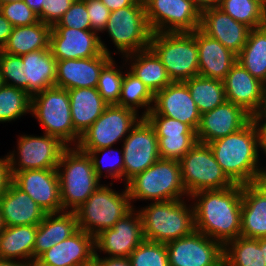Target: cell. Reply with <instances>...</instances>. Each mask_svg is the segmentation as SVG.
Segmentation results:
<instances>
[{
	"mask_svg": "<svg viewBox=\"0 0 266 266\" xmlns=\"http://www.w3.org/2000/svg\"><path fill=\"white\" fill-rule=\"evenodd\" d=\"M62 211L75 212L102 184L88 153L67 147L57 166ZM70 209V210H69Z\"/></svg>",
	"mask_w": 266,
	"mask_h": 266,
	"instance_id": "cell-4",
	"label": "cell"
},
{
	"mask_svg": "<svg viewBox=\"0 0 266 266\" xmlns=\"http://www.w3.org/2000/svg\"><path fill=\"white\" fill-rule=\"evenodd\" d=\"M112 58L101 70L97 90L108 105H117L121 95L123 71L115 67Z\"/></svg>",
	"mask_w": 266,
	"mask_h": 266,
	"instance_id": "cell-40",
	"label": "cell"
},
{
	"mask_svg": "<svg viewBox=\"0 0 266 266\" xmlns=\"http://www.w3.org/2000/svg\"><path fill=\"white\" fill-rule=\"evenodd\" d=\"M252 120L254 124L256 125L257 131H258L259 149L262 148L263 152L266 155V119H252ZM261 121L264 123H262Z\"/></svg>",
	"mask_w": 266,
	"mask_h": 266,
	"instance_id": "cell-52",
	"label": "cell"
},
{
	"mask_svg": "<svg viewBox=\"0 0 266 266\" xmlns=\"http://www.w3.org/2000/svg\"><path fill=\"white\" fill-rule=\"evenodd\" d=\"M152 33L193 32L199 29L200 10L192 0H143Z\"/></svg>",
	"mask_w": 266,
	"mask_h": 266,
	"instance_id": "cell-13",
	"label": "cell"
},
{
	"mask_svg": "<svg viewBox=\"0 0 266 266\" xmlns=\"http://www.w3.org/2000/svg\"><path fill=\"white\" fill-rule=\"evenodd\" d=\"M74 130L81 136L104 112L108 104L97 88L68 90Z\"/></svg>",
	"mask_w": 266,
	"mask_h": 266,
	"instance_id": "cell-29",
	"label": "cell"
},
{
	"mask_svg": "<svg viewBox=\"0 0 266 266\" xmlns=\"http://www.w3.org/2000/svg\"><path fill=\"white\" fill-rule=\"evenodd\" d=\"M226 101L240 106L251 117L258 109L263 82L253 77L239 62H235L223 80Z\"/></svg>",
	"mask_w": 266,
	"mask_h": 266,
	"instance_id": "cell-25",
	"label": "cell"
},
{
	"mask_svg": "<svg viewBox=\"0 0 266 266\" xmlns=\"http://www.w3.org/2000/svg\"><path fill=\"white\" fill-rule=\"evenodd\" d=\"M0 12L14 27L28 26L39 21L37 14L24 1L0 5Z\"/></svg>",
	"mask_w": 266,
	"mask_h": 266,
	"instance_id": "cell-45",
	"label": "cell"
},
{
	"mask_svg": "<svg viewBox=\"0 0 266 266\" xmlns=\"http://www.w3.org/2000/svg\"><path fill=\"white\" fill-rule=\"evenodd\" d=\"M12 182L37 203L45 213L62 212L57 169L10 172Z\"/></svg>",
	"mask_w": 266,
	"mask_h": 266,
	"instance_id": "cell-18",
	"label": "cell"
},
{
	"mask_svg": "<svg viewBox=\"0 0 266 266\" xmlns=\"http://www.w3.org/2000/svg\"><path fill=\"white\" fill-rule=\"evenodd\" d=\"M125 185L133 201L141 199L161 202L180 200L184 195L189 197L182 182L180 163L177 160L159 158Z\"/></svg>",
	"mask_w": 266,
	"mask_h": 266,
	"instance_id": "cell-6",
	"label": "cell"
},
{
	"mask_svg": "<svg viewBox=\"0 0 266 266\" xmlns=\"http://www.w3.org/2000/svg\"><path fill=\"white\" fill-rule=\"evenodd\" d=\"M26 266H40V265H38V264L35 263V262H31L30 264H27Z\"/></svg>",
	"mask_w": 266,
	"mask_h": 266,
	"instance_id": "cell-62",
	"label": "cell"
},
{
	"mask_svg": "<svg viewBox=\"0 0 266 266\" xmlns=\"http://www.w3.org/2000/svg\"><path fill=\"white\" fill-rule=\"evenodd\" d=\"M150 48L161 59L172 82L199 75L198 47L193 32L152 33Z\"/></svg>",
	"mask_w": 266,
	"mask_h": 266,
	"instance_id": "cell-7",
	"label": "cell"
},
{
	"mask_svg": "<svg viewBox=\"0 0 266 266\" xmlns=\"http://www.w3.org/2000/svg\"><path fill=\"white\" fill-rule=\"evenodd\" d=\"M133 109L108 105L95 122L81 135L77 147L80 150H96L112 147L126 138L142 118Z\"/></svg>",
	"mask_w": 266,
	"mask_h": 266,
	"instance_id": "cell-12",
	"label": "cell"
},
{
	"mask_svg": "<svg viewBox=\"0 0 266 266\" xmlns=\"http://www.w3.org/2000/svg\"><path fill=\"white\" fill-rule=\"evenodd\" d=\"M239 62L253 77L266 81V26L250 30L246 45L237 55Z\"/></svg>",
	"mask_w": 266,
	"mask_h": 266,
	"instance_id": "cell-34",
	"label": "cell"
},
{
	"mask_svg": "<svg viewBox=\"0 0 266 266\" xmlns=\"http://www.w3.org/2000/svg\"><path fill=\"white\" fill-rule=\"evenodd\" d=\"M143 240L141 217L133 208L112 228L95 236V251L108 253L109 257L128 258Z\"/></svg>",
	"mask_w": 266,
	"mask_h": 266,
	"instance_id": "cell-19",
	"label": "cell"
},
{
	"mask_svg": "<svg viewBox=\"0 0 266 266\" xmlns=\"http://www.w3.org/2000/svg\"><path fill=\"white\" fill-rule=\"evenodd\" d=\"M5 224H4V220H3V217L0 213V234L3 232V230L5 229Z\"/></svg>",
	"mask_w": 266,
	"mask_h": 266,
	"instance_id": "cell-59",
	"label": "cell"
},
{
	"mask_svg": "<svg viewBox=\"0 0 266 266\" xmlns=\"http://www.w3.org/2000/svg\"><path fill=\"white\" fill-rule=\"evenodd\" d=\"M85 3L90 19L91 30L96 33L103 32L111 11L101 0H85Z\"/></svg>",
	"mask_w": 266,
	"mask_h": 266,
	"instance_id": "cell-48",
	"label": "cell"
},
{
	"mask_svg": "<svg viewBox=\"0 0 266 266\" xmlns=\"http://www.w3.org/2000/svg\"><path fill=\"white\" fill-rule=\"evenodd\" d=\"M38 16L42 22V3L43 0H23Z\"/></svg>",
	"mask_w": 266,
	"mask_h": 266,
	"instance_id": "cell-57",
	"label": "cell"
},
{
	"mask_svg": "<svg viewBox=\"0 0 266 266\" xmlns=\"http://www.w3.org/2000/svg\"><path fill=\"white\" fill-rule=\"evenodd\" d=\"M263 5L266 6V0H259Z\"/></svg>",
	"mask_w": 266,
	"mask_h": 266,
	"instance_id": "cell-63",
	"label": "cell"
},
{
	"mask_svg": "<svg viewBox=\"0 0 266 266\" xmlns=\"http://www.w3.org/2000/svg\"><path fill=\"white\" fill-rule=\"evenodd\" d=\"M112 58L103 52L91 58L57 60L55 87L97 88L101 70Z\"/></svg>",
	"mask_w": 266,
	"mask_h": 266,
	"instance_id": "cell-24",
	"label": "cell"
},
{
	"mask_svg": "<svg viewBox=\"0 0 266 266\" xmlns=\"http://www.w3.org/2000/svg\"><path fill=\"white\" fill-rule=\"evenodd\" d=\"M106 30L123 57L150 48L152 32L147 23L143 0L112 11L103 31Z\"/></svg>",
	"mask_w": 266,
	"mask_h": 266,
	"instance_id": "cell-11",
	"label": "cell"
},
{
	"mask_svg": "<svg viewBox=\"0 0 266 266\" xmlns=\"http://www.w3.org/2000/svg\"><path fill=\"white\" fill-rule=\"evenodd\" d=\"M111 148L112 147L101 148V149H96V150H81V151L88 153V155L90 156L91 161H92V165H93V168H94V171H95V174H96V176L99 179L102 178L101 176H103L102 174L104 173L103 172V168H104L103 166L106 167V165H108V164L105 165V163H106L105 159L106 158H103V157H106V155L108 153H111V152L114 153V151H115V153L116 152L121 153V155H120L121 157L116 158V159L114 158L113 161L111 160V162L109 161L110 162L109 165L105 168V169H107L106 170V173H108L109 176H106L105 175V178L110 177L111 179H115V180H117V179L119 180L121 178L124 179V156H123V149L122 150L119 149V151H117V150H115V149L113 150ZM103 153H104V155L102 156L101 159H99L100 158L99 157V154H103Z\"/></svg>",
	"mask_w": 266,
	"mask_h": 266,
	"instance_id": "cell-43",
	"label": "cell"
},
{
	"mask_svg": "<svg viewBox=\"0 0 266 266\" xmlns=\"http://www.w3.org/2000/svg\"><path fill=\"white\" fill-rule=\"evenodd\" d=\"M218 8L251 29L265 25L266 6L259 0H222Z\"/></svg>",
	"mask_w": 266,
	"mask_h": 266,
	"instance_id": "cell-38",
	"label": "cell"
},
{
	"mask_svg": "<svg viewBox=\"0 0 266 266\" xmlns=\"http://www.w3.org/2000/svg\"><path fill=\"white\" fill-rule=\"evenodd\" d=\"M241 236L266 238V197L252 184L242 185Z\"/></svg>",
	"mask_w": 266,
	"mask_h": 266,
	"instance_id": "cell-30",
	"label": "cell"
},
{
	"mask_svg": "<svg viewBox=\"0 0 266 266\" xmlns=\"http://www.w3.org/2000/svg\"><path fill=\"white\" fill-rule=\"evenodd\" d=\"M13 27L14 26L0 12V49L7 43Z\"/></svg>",
	"mask_w": 266,
	"mask_h": 266,
	"instance_id": "cell-51",
	"label": "cell"
},
{
	"mask_svg": "<svg viewBox=\"0 0 266 266\" xmlns=\"http://www.w3.org/2000/svg\"><path fill=\"white\" fill-rule=\"evenodd\" d=\"M125 184L136 174L145 171L159 158L158 139L153 126L145 117L123 139Z\"/></svg>",
	"mask_w": 266,
	"mask_h": 266,
	"instance_id": "cell-16",
	"label": "cell"
},
{
	"mask_svg": "<svg viewBox=\"0 0 266 266\" xmlns=\"http://www.w3.org/2000/svg\"><path fill=\"white\" fill-rule=\"evenodd\" d=\"M15 1H23V0H0V5L15 2Z\"/></svg>",
	"mask_w": 266,
	"mask_h": 266,
	"instance_id": "cell-61",
	"label": "cell"
},
{
	"mask_svg": "<svg viewBox=\"0 0 266 266\" xmlns=\"http://www.w3.org/2000/svg\"><path fill=\"white\" fill-rule=\"evenodd\" d=\"M95 252V237L78 229L42 253L35 263L40 266H93Z\"/></svg>",
	"mask_w": 266,
	"mask_h": 266,
	"instance_id": "cell-20",
	"label": "cell"
},
{
	"mask_svg": "<svg viewBox=\"0 0 266 266\" xmlns=\"http://www.w3.org/2000/svg\"><path fill=\"white\" fill-rule=\"evenodd\" d=\"M166 246L169 266H224L223 245L196 230Z\"/></svg>",
	"mask_w": 266,
	"mask_h": 266,
	"instance_id": "cell-15",
	"label": "cell"
},
{
	"mask_svg": "<svg viewBox=\"0 0 266 266\" xmlns=\"http://www.w3.org/2000/svg\"><path fill=\"white\" fill-rule=\"evenodd\" d=\"M108 186L100 185L75 211L78 229L94 237L101 231L112 228L134 208L126 186L122 193Z\"/></svg>",
	"mask_w": 266,
	"mask_h": 266,
	"instance_id": "cell-8",
	"label": "cell"
},
{
	"mask_svg": "<svg viewBox=\"0 0 266 266\" xmlns=\"http://www.w3.org/2000/svg\"><path fill=\"white\" fill-rule=\"evenodd\" d=\"M194 5L201 11L208 8L219 7L222 0H192Z\"/></svg>",
	"mask_w": 266,
	"mask_h": 266,
	"instance_id": "cell-56",
	"label": "cell"
},
{
	"mask_svg": "<svg viewBox=\"0 0 266 266\" xmlns=\"http://www.w3.org/2000/svg\"><path fill=\"white\" fill-rule=\"evenodd\" d=\"M2 85H3V81H2V77L0 75V88H1Z\"/></svg>",
	"mask_w": 266,
	"mask_h": 266,
	"instance_id": "cell-64",
	"label": "cell"
},
{
	"mask_svg": "<svg viewBox=\"0 0 266 266\" xmlns=\"http://www.w3.org/2000/svg\"><path fill=\"white\" fill-rule=\"evenodd\" d=\"M37 227L38 225L5 227L0 234V259L18 258L25 265L33 262Z\"/></svg>",
	"mask_w": 266,
	"mask_h": 266,
	"instance_id": "cell-32",
	"label": "cell"
},
{
	"mask_svg": "<svg viewBox=\"0 0 266 266\" xmlns=\"http://www.w3.org/2000/svg\"><path fill=\"white\" fill-rule=\"evenodd\" d=\"M53 27H67L78 30H91L85 0H75L71 7Z\"/></svg>",
	"mask_w": 266,
	"mask_h": 266,
	"instance_id": "cell-46",
	"label": "cell"
},
{
	"mask_svg": "<svg viewBox=\"0 0 266 266\" xmlns=\"http://www.w3.org/2000/svg\"><path fill=\"white\" fill-rule=\"evenodd\" d=\"M31 112V96L24 90L3 84L0 88V122L16 120Z\"/></svg>",
	"mask_w": 266,
	"mask_h": 266,
	"instance_id": "cell-39",
	"label": "cell"
},
{
	"mask_svg": "<svg viewBox=\"0 0 266 266\" xmlns=\"http://www.w3.org/2000/svg\"><path fill=\"white\" fill-rule=\"evenodd\" d=\"M125 58L131 60L129 71L139 78L153 94L172 82L161 59L151 48L127 54Z\"/></svg>",
	"mask_w": 266,
	"mask_h": 266,
	"instance_id": "cell-31",
	"label": "cell"
},
{
	"mask_svg": "<svg viewBox=\"0 0 266 266\" xmlns=\"http://www.w3.org/2000/svg\"><path fill=\"white\" fill-rule=\"evenodd\" d=\"M128 258L131 266H169L166 244L145 239Z\"/></svg>",
	"mask_w": 266,
	"mask_h": 266,
	"instance_id": "cell-41",
	"label": "cell"
},
{
	"mask_svg": "<svg viewBox=\"0 0 266 266\" xmlns=\"http://www.w3.org/2000/svg\"><path fill=\"white\" fill-rule=\"evenodd\" d=\"M78 230L75 212L62 211L46 213L38 224L35 245L33 248V262L55 244L69 238Z\"/></svg>",
	"mask_w": 266,
	"mask_h": 266,
	"instance_id": "cell-28",
	"label": "cell"
},
{
	"mask_svg": "<svg viewBox=\"0 0 266 266\" xmlns=\"http://www.w3.org/2000/svg\"><path fill=\"white\" fill-rule=\"evenodd\" d=\"M152 110L162 116L177 119L197 131L201 114L185 82H171L154 94Z\"/></svg>",
	"mask_w": 266,
	"mask_h": 266,
	"instance_id": "cell-21",
	"label": "cell"
},
{
	"mask_svg": "<svg viewBox=\"0 0 266 266\" xmlns=\"http://www.w3.org/2000/svg\"><path fill=\"white\" fill-rule=\"evenodd\" d=\"M12 181L10 173L8 154L4 158H0V198L6 192L9 183Z\"/></svg>",
	"mask_w": 266,
	"mask_h": 266,
	"instance_id": "cell-49",
	"label": "cell"
},
{
	"mask_svg": "<svg viewBox=\"0 0 266 266\" xmlns=\"http://www.w3.org/2000/svg\"><path fill=\"white\" fill-rule=\"evenodd\" d=\"M199 75L223 81L237 60V55L200 29L195 30Z\"/></svg>",
	"mask_w": 266,
	"mask_h": 266,
	"instance_id": "cell-26",
	"label": "cell"
},
{
	"mask_svg": "<svg viewBox=\"0 0 266 266\" xmlns=\"http://www.w3.org/2000/svg\"><path fill=\"white\" fill-rule=\"evenodd\" d=\"M208 145L222 171L234 184H252L262 169L259 168L258 131L252 119L239 131Z\"/></svg>",
	"mask_w": 266,
	"mask_h": 266,
	"instance_id": "cell-2",
	"label": "cell"
},
{
	"mask_svg": "<svg viewBox=\"0 0 266 266\" xmlns=\"http://www.w3.org/2000/svg\"><path fill=\"white\" fill-rule=\"evenodd\" d=\"M51 29L50 25L40 20L32 25L13 27L7 43L1 50L22 56L33 51L49 49Z\"/></svg>",
	"mask_w": 266,
	"mask_h": 266,
	"instance_id": "cell-33",
	"label": "cell"
},
{
	"mask_svg": "<svg viewBox=\"0 0 266 266\" xmlns=\"http://www.w3.org/2000/svg\"><path fill=\"white\" fill-rule=\"evenodd\" d=\"M264 168L255 175L252 185L266 197V167Z\"/></svg>",
	"mask_w": 266,
	"mask_h": 266,
	"instance_id": "cell-53",
	"label": "cell"
},
{
	"mask_svg": "<svg viewBox=\"0 0 266 266\" xmlns=\"http://www.w3.org/2000/svg\"><path fill=\"white\" fill-rule=\"evenodd\" d=\"M184 82L201 115L226 101L224 84L221 80L197 75Z\"/></svg>",
	"mask_w": 266,
	"mask_h": 266,
	"instance_id": "cell-36",
	"label": "cell"
},
{
	"mask_svg": "<svg viewBox=\"0 0 266 266\" xmlns=\"http://www.w3.org/2000/svg\"><path fill=\"white\" fill-rule=\"evenodd\" d=\"M93 266H131L129 258L122 257H104L100 258L97 252L93 261Z\"/></svg>",
	"mask_w": 266,
	"mask_h": 266,
	"instance_id": "cell-50",
	"label": "cell"
},
{
	"mask_svg": "<svg viewBox=\"0 0 266 266\" xmlns=\"http://www.w3.org/2000/svg\"><path fill=\"white\" fill-rule=\"evenodd\" d=\"M57 60L50 48L22 56L0 49V75L3 84L24 89L30 96L55 86Z\"/></svg>",
	"mask_w": 266,
	"mask_h": 266,
	"instance_id": "cell-3",
	"label": "cell"
},
{
	"mask_svg": "<svg viewBox=\"0 0 266 266\" xmlns=\"http://www.w3.org/2000/svg\"><path fill=\"white\" fill-rule=\"evenodd\" d=\"M179 163L182 182L188 196L204 190H219L234 185L222 171L208 144L197 141Z\"/></svg>",
	"mask_w": 266,
	"mask_h": 266,
	"instance_id": "cell-10",
	"label": "cell"
},
{
	"mask_svg": "<svg viewBox=\"0 0 266 266\" xmlns=\"http://www.w3.org/2000/svg\"><path fill=\"white\" fill-rule=\"evenodd\" d=\"M49 48L56 60L91 58L103 52L111 55L98 33L67 27H52Z\"/></svg>",
	"mask_w": 266,
	"mask_h": 266,
	"instance_id": "cell-17",
	"label": "cell"
},
{
	"mask_svg": "<svg viewBox=\"0 0 266 266\" xmlns=\"http://www.w3.org/2000/svg\"><path fill=\"white\" fill-rule=\"evenodd\" d=\"M153 102L154 94L150 89L130 71L125 72L122 81L121 95L117 105L133 109L137 113L138 108L146 107L144 112H142L143 115H141L145 117L152 109Z\"/></svg>",
	"mask_w": 266,
	"mask_h": 266,
	"instance_id": "cell-37",
	"label": "cell"
},
{
	"mask_svg": "<svg viewBox=\"0 0 266 266\" xmlns=\"http://www.w3.org/2000/svg\"><path fill=\"white\" fill-rule=\"evenodd\" d=\"M0 213L6 227L38 225L45 212L12 181L0 198Z\"/></svg>",
	"mask_w": 266,
	"mask_h": 266,
	"instance_id": "cell-27",
	"label": "cell"
},
{
	"mask_svg": "<svg viewBox=\"0 0 266 266\" xmlns=\"http://www.w3.org/2000/svg\"><path fill=\"white\" fill-rule=\"evenodd\" d=\"M250 120L251 116L240 106L225 101L213 110L201 115L200 124L196 131L197 141L208 144L239 131Z\"/></svg>",
	"mask_w": 266,
	"mask_h": 266,
	"instance_id": "cell-22",
	"label": "cell"
},
{
	"mask_svg": "<svg viewBox=\"0 0 266 266\" xmlns=\"http://www.w3.org/2000/svg\"><path fill=\"white\" fill-rule=\"evenodd\" d=\"M137 0H101V2L112 12L120 8L132 6Z\"/></svg>",
	"mask_w": 266,
	"mask_h": 266,
	"instance_id": "cell-54",
	"label": "cell"
},
{
	"mask_svg": "<svg viewBox=\"0 0 266 266\" xmlns=\"http://www.w3.org/2000/svg\"><path fill=\"white\" fill-rule=\"evenodd\" d=\"M68 146L60 139L43 136L22 135L15 150L8 154L10 172L32 169H57L62 153Z\"/></svg>",
	"mask_w": 266,
	"mask_h": 266,
	"instance_id": "cell-14",
	"label": "cell"
},
{
	"mask_svg": "<svg viewBox=\"0 0 266 266\" xmlns=\"http://www.w3.org/2000/svg\"><path fill=\"white\" fill-rule=\"evenodd\" d=\"M30 113L44 127V134L60 139L67 146L79 143L81 136L73 127L67 89L54 86L32 95Z\"/></svg>",
	"mask_w": 266,
	"mask_h": 266,
	"instance_id": "cell-9",
	"label": "cell"
},
{
	"mask_svg": "<svg viewBox=\"0 0 266 266\" xmlns=\"http://www.w3.org/2000/svg\"><path fill=\"white\" fill-rule=\"evenodd\" d=\"M75 0H43L42 22L53 27Z\"/></svg>",
	"mask_w": 266,
	"mask_h": 266,
	"instance_id": "cell-47",
	"label": "cell"
},
{
	"mask_svg": "<svg viewBox=\"0 0 266 266\" xmlns=\"http://www.w3.org/2000/svg\"><path fill=\"white\" fill-rule=\"evenodd\" d=\"M138 212L148 241L166 244L195 230L193 205L187 207L184 199L151 202Z\"/></svg>",
	"mask_w": 266,
	"mask_h": 266,
	"instance_id": "cell-5",
	"label": "cell"
},
{
	"mask_svg": "<svg viewBox=\"0 0 266 266\" xmlns=\"http://www.w3.org/2000/svg\"><path fill=\"white\" fill-rule=\"evenodd\" d=\"M195 230L223 246L241 236L242 185L192 194Z\"/></svg>",
	"mask_w": 266,
	"mask_h": 266,
	"instance_id": "cell-1",
	"label": "cell"
},
{
	"mask_svg": "<svg viewBox=\"0 0 266 266\" xmlns=\"http://www.w3.org/2000/svg\"><path fill=\"white\" fill-rule=\"evenodd\" d=\"M263 257L266 265V238H263Z\"/></svg>",
	"mask_w": 266,
	"mask_h": 266,
	"instance_id": "cell-60",
	"label": "cell"
},
{
	"mask_svg": "<svg viewBox=\"0 0 266 266\" xmlns=\"http://www.w3.org/2000/svg\"><path fill=\"white\" fill-rule=\"evenodd\" d=\"M224 266H266L263 257V238L239 236L223 246Z\"/></svg>",
	"mask_w": 266,
	"mask_h": 266,
	"instance_id": "cell-35",
	"label": "cell"
},
{
	"mask_svg": "<svg viewBox=\"0 0 266 266\" xmlns=\"http://www.w3.org/2000/svg\"><path fill=\"white\" fill-rule=\"evenodd\" d=\"M160 158L180 161L197 143L196 134L157 136Z\"/></svg>",
	"mask_w": 266,
	"mask_h": 266,
	"instance_id": "cell-42",
	"label": "cell"
},
{
	"mask_svg": "<svg viewBox=\"0 0 266 266\" xmlns=\"http://www.w3.org/2000/svg\"><path fill=\"white\" fill-rule=\"evenodd\" d=\"M251 119H266V81L262 85L261 102Z\"/></svg>",
	"mask_w": 266,
	"mask_h": 266,
	"instance_id": "cell-55",
	"label": "cell"
},
{
	"mask_svg": "<svg viewBox=\"0 0 266 266\" xmlns=\"http://www.w3.org/2000/svg\"><path fill=\"white\" fill-rule=\"evenodd\" d=\"M153 126L156 136H181V134H196L187 124L177 119L156 114L152 109L145 116Z\"/></svg>",
	"mask_w": 266,
	"mask_h": 266,
	"instance_id": "cell-44",
	"label": "cell"
},
{
	"mask_svg": "<svg viewBox=\"0 0 266 266\" xmlns=\"http://www.w3.org/2000/svg\"><path fill=\"white\" fill-rule=\"evenodd\" d=\"M199 29L238 55L246 45L250 27L235 21L220 8L201 11Z\"/></svg>",
	"mask_w": 266,
	"mask_h": 266,
	"instance_id": "cell-23",
	"label": "cell"
},
{
	"mask_svg": "<svg viewBox=\"0 0 266 266\" xmlns=\"http://www.w3.org/2000/svg\"><path fill=\"white\" fill-rule=\"evenodd\" d=\"M0 266H26L20 261L0 259Z\"/></svg>",
	"mask_w": 266,
	"mask_h": 266,
	"instance_id": "cell-58",
	"label": "cell"
}]
</instances>
